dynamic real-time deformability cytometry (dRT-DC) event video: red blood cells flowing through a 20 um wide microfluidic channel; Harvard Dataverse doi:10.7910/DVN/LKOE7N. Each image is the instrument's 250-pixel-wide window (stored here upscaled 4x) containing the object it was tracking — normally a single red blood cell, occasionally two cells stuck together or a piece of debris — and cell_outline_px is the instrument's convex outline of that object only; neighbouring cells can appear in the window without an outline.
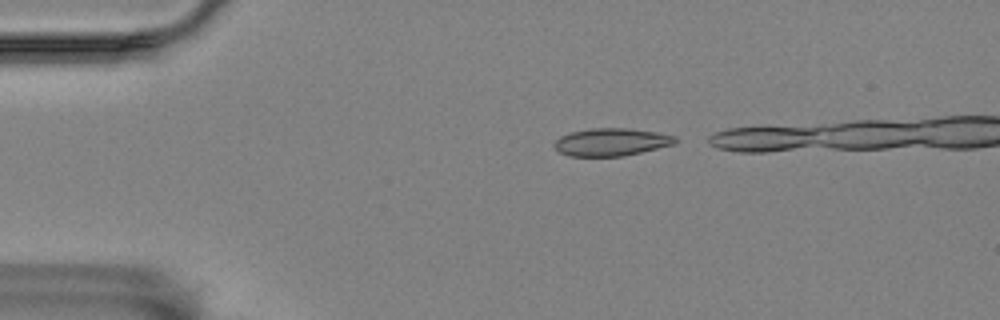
{"species": "Egyptian fruit bat (a non-hibernating species)", "species_latin": "Rousettus aegyptiacus", "temperature_condition": "room temperature", "stored_images_in_passage": 4, "camera_frame_rate_fps": 3000, "um_per_image_px": 0.085, "animal": {"sex": "female"}, "frame": {"image": 1, "passage_image": 1, "time_ms": 0.0, "image_size_px": [1000, 320], "cell_outline_px": [[676, 140], [672, 144], [624, 156], [568, 156], [560, 152], [552, 144], [560, 136], [572, 132], [592, 128], [628, 128], [656, 132], [676, 136]], "centroid_in_image_um": [51.92, 12.07], "position_along_channel_um": 33.1, "area_um2": 19.25}}